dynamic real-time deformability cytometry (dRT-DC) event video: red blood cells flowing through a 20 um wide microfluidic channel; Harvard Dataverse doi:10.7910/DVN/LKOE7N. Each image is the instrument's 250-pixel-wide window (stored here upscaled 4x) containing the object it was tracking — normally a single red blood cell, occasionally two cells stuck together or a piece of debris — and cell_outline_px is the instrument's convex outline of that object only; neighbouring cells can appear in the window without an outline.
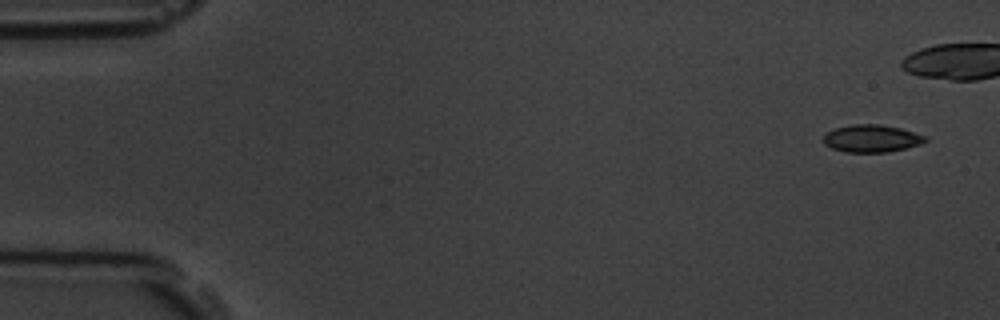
{"species": "common noctule bat (a hibernating species)", "species_latin": "Nyctalus noctula", "temperature_condition": "room temperature", "stored_images_in_passage": 6, "camera_frame_rate_fps": 3000, "um_per_image_px": 0.085, "animal": {"sex": "male", "body_mass_g": 19.5, "forearm_length_mm": 54.6}, "frame": {"image": 1, "passage_image": 1, "time_ms": 0.0, "image_size_px": [1000, 320], "cell_outline_px": [[928, 140], [920, 144], [908, 148], [888, 152], [844, 152], [832, 148], [824, 144], [824, 132], [836, 128], [852, 124], [880, 124], [900, 128], [928, 136]], "centroid_in_image_um": [74.1, 11.77], "position_along_channel_um": 10.9, "area_um2": 16.47}}